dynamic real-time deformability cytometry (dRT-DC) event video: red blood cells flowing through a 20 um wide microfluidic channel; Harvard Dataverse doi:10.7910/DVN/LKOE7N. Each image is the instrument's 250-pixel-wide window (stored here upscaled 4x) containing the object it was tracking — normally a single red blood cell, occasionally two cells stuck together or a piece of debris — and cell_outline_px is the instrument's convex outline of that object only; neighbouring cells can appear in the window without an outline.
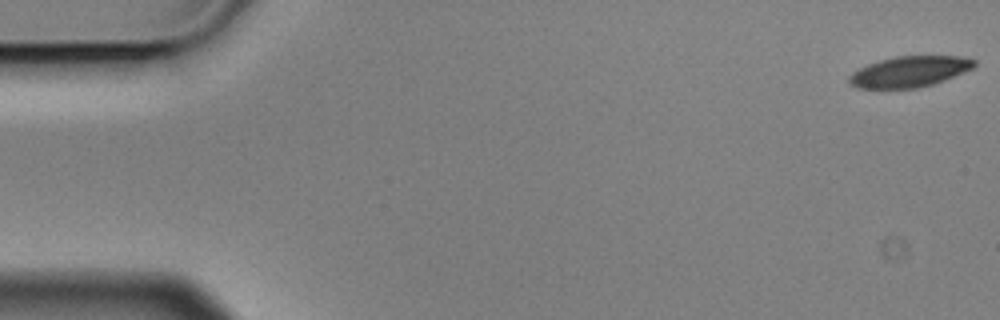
{"species": "Egyptian fruit bat (a non-hibernating species)", "species_latin": "Rousettus aegyptiacus", "temperature_condition": "cold", "stored_images_in_passage": 4, "camera_frame_rate_fps": 3000, "um_per_image_px": 0.085, "animal": {"sex": "male"}, "frame": {"image": 1, "passage_image": 1, "time_ms": 0.0, "image_size_px": [1000, 320], "cell_outline_px": [[976, 64], [972, 68], [964, 72], [944, 80], [932, 84], [916, 88], [860, 88], [852, 84], [848, 80], [848, 76], [860, 68], [868, 64], [880, 60], [896, 56], [960, 56], [976, 60]], "centroid_in_image_um": [77.33, 6.08], "position_along_channel_um": 7.7, "area_um2": 22.2}}
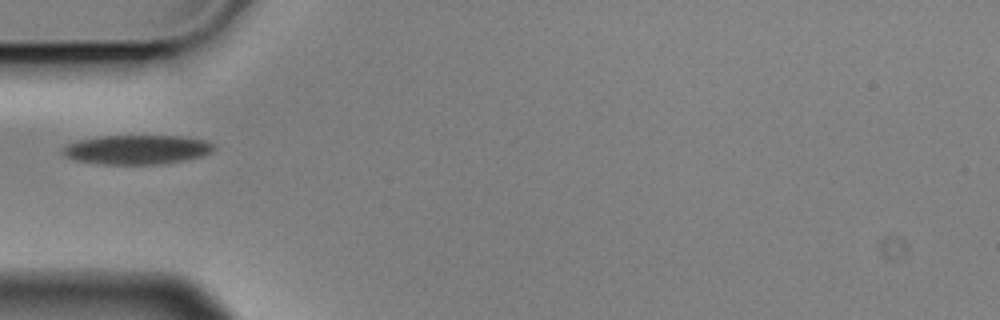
{"frame": {"image": 2, "passage_image": 4, "time_ms": 1.0, "image_size_px": [1000, 320], "cell_outline_px": [[216, 148], [212, 152], [204, 156], [164, 164], [96, 164], [76, 160], [64, 156], [60, 152], [68, 144], [80, 140], [100, 136], [188, 136], [204, 140], [216, 144]], "centroid_in_image_um": [11.7, 12.72], "position_along_channel_um": 73.3, "area_um2": 26.07}}